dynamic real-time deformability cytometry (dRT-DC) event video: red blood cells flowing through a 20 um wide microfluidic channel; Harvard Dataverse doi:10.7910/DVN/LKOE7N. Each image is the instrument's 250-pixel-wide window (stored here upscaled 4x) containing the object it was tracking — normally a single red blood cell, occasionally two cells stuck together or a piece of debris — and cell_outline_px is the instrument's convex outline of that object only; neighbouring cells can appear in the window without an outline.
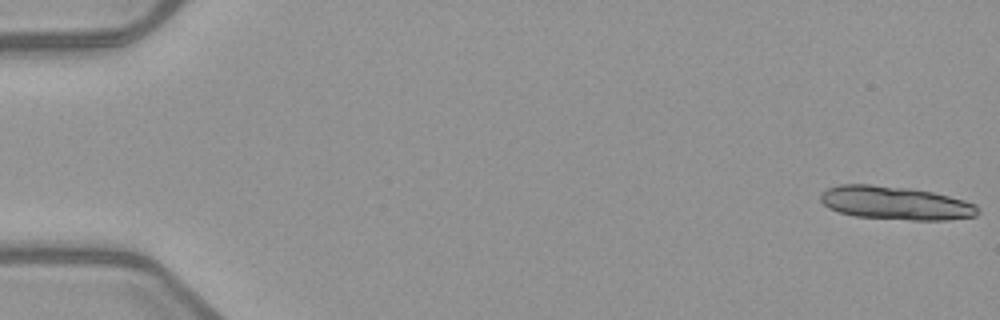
{"species": "common noctule bat (a hibernating species)", "species_latin": "Nyctalus noctula", "temperature_condition": "warm", "stored_images_in_passage": 15, "camera_frame_rate_fps": 3000, "um_per_image_px": 0.085, "animal": {"sex": "female", "body_mass_g": 21.9}, "frame": {"image": 1, "passage_image": 1, "time_ms": 0.0, "image_size_px": [1000, 320], "cell_outline_px": [[980, 212], [976, 216], [948, 220], [912, 220], [856, 216], [840, 212], [828, 208], [820, 200], [820, 192], [828, 188], [840, 184], [872, 184], [912, 188], [932, 192], [964, 200], [976, 204], [980, 208]], "centroid_in_image_um": [76.13, 17.25], "position_along_channel_um": 8.9, "area_um2": 30.81}}